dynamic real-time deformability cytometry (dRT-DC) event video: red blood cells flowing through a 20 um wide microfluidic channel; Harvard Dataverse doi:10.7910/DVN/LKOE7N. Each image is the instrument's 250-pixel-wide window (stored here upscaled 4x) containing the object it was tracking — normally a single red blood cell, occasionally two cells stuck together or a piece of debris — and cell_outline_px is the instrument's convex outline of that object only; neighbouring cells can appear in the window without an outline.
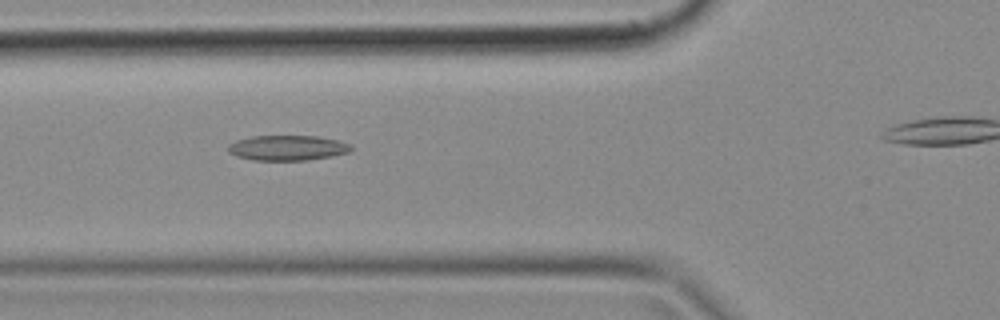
{"species": "common noctule bat (a hibernating species)", "species_latin": "Nyctalus noctula", "temperature_condition": "cold", "stored_images_in_passage": 36, "camera_frame_rate_fps": 3000, "um_per_image_px": 0.085, "animal": {"sex": "female", "body_mass_g": 18.4}, "frame": {"image": 1, "passage_image": 13, "time_ms": 4.0, "image_size_px": [1000, 320], "cell_outline_px": [[352, 148], [348, 152], [332, 156], [308, 160], [252, 160], [236, 156], [228, 152], [228, 144], [236, 140], [252, 136], [320, 136], [336, 140], [348, 144]], "centroid_in_image_um": [24.39, 12.57], "position_along_channel_um": 101.4, "area_um2": 17.98}}
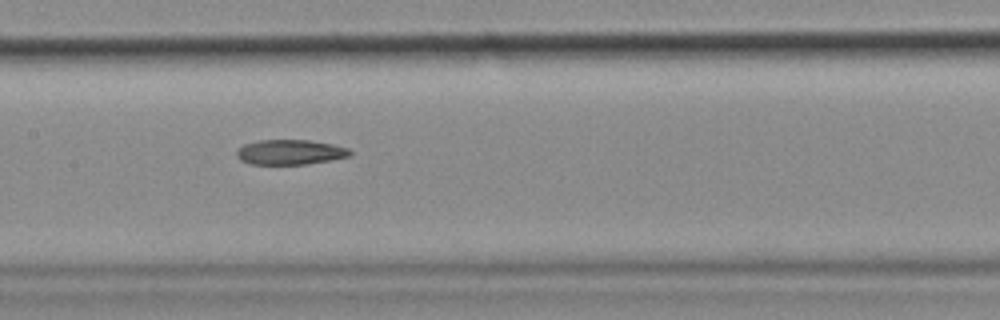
{"frame": {"image": 2, "passage_image": 19, "time_ms": 6.0, "image_size_px": [1000, 320], "cell_outline_px": [[352, 152], [348, 156], [308, 164], [248, 164], [240, 160], [236, 156], [236, 152], [244, 144], [260, 140], [308, 140], [332, 144], [348, 148]], "centroid_in_image_um": [24.62, 12.93], "position_along_channel_um": 182.8, "area_um2": 16.36}}
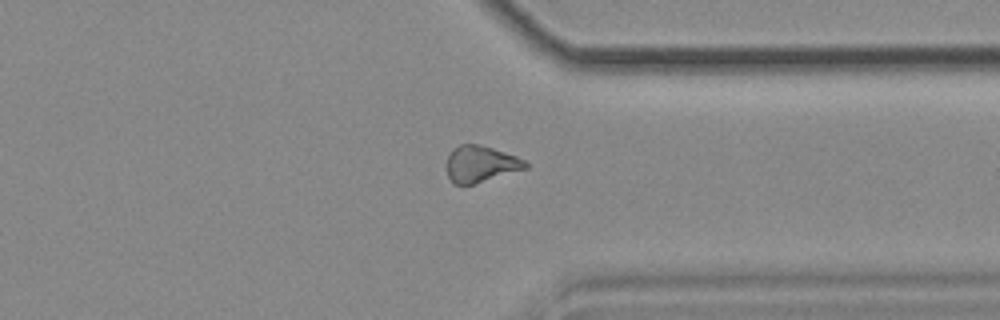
{"frame": {"image": 3, "passage_image": 33, "time_ms": 10.667, "image_size_px": [1000, 320], "cell_outline_px": [[528, 168], [472, 184], [452, 184], [448, 176], [448, 156], [452, 148], [460, 144], [480, 144], [516, 156], [524, 160], [528, 164]], "centroid_in_image_um": [40.85, 13.93], "position_along_channel_um": 370.6, "area_um2": 16.53}}